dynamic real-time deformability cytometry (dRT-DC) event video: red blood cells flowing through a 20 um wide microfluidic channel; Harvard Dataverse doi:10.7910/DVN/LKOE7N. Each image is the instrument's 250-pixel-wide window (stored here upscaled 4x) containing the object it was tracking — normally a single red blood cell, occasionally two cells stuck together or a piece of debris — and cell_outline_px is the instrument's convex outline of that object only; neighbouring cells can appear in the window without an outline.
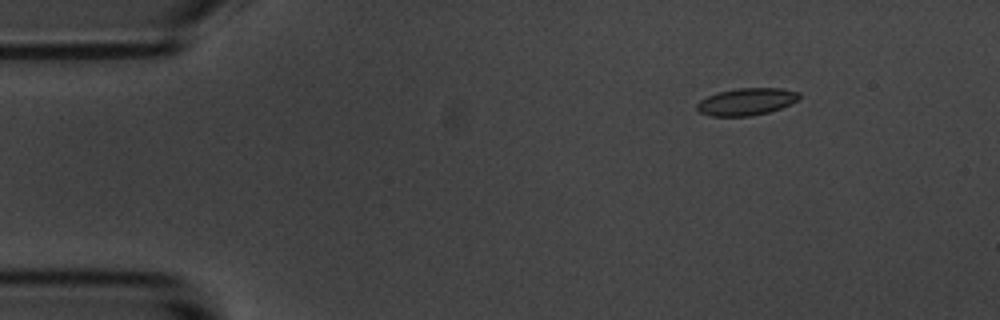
{"species": "common noctule bat (a hibernating species)", "species_latin": "Nyctalus noctula", "temperature_condition": "room temperature", "stored_images_in_passage": 7, "camera_frame_rate_fps": 3000, "um_per_image_px": 0.085, "animal": {"sex": "male", "body_mass_g": 20.1, "forearm_length_mm": 53.5}, "frame": {"image": 1, "passage_image": 3, "time_ms": 2.333, "image_size_px": [1000, 320], "cell_outline_px": [[800, 96], [796, 100], [780, 108], [768, 112], [752, 116], [712, 116], [700, 112], [696, 108], [696, 104], [700, 100], [708, 96], [720, 92], [740, 88], [780, 88], [800, 92]], "centroid_in_image_um": [63.44, 8.64], "position_along_channel_um": 21.6, "area_um2": 15.95}}
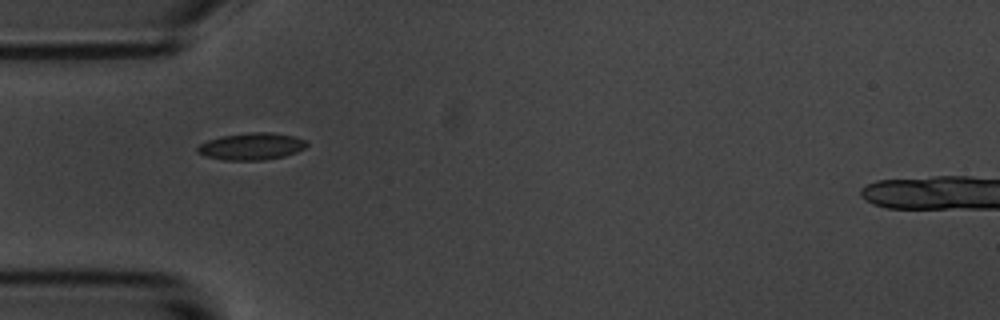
{"frame": {"image": 2, "passage_image": 6, "time_ms": 5.667, "image_size_px": [1000, 320], "cell_outline_px": [[308, 144], [304, 148], [296, 152], [284, 156], [264, 160], [224, 160], [204, 156], [196, 152], [196, 148], [200, 144], [208, 140], [220, 136], [248, 132], [272, 132], [292, 136], [308, 140]], "centroid_in_image_um": [21.36, 12.44], "position_along_channel_um": 63.6, "area_um2": 17.34}}